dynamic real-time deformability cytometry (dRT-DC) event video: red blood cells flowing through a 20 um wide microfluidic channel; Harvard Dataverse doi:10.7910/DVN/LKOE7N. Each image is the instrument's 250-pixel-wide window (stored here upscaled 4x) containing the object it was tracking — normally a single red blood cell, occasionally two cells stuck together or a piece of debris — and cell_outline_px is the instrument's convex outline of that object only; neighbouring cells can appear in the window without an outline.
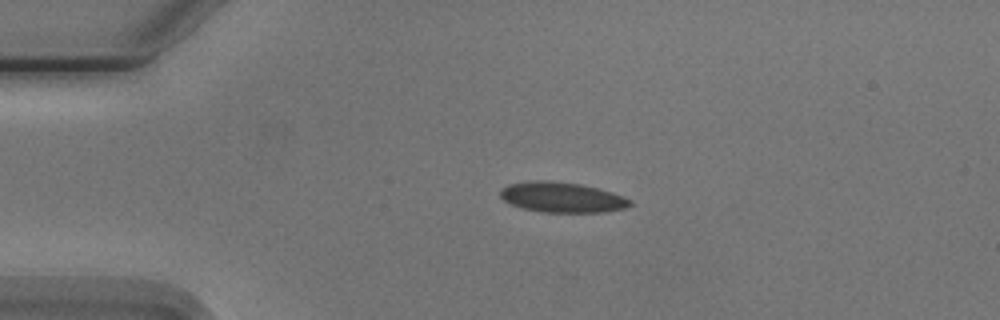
{"species": "Egyptian fruit bat (a non-hibernating species)", "species_latin": "Rousettus aegyptiacus", "temperature_condition": "cold", "stored_images_in_passage": 3, "camera_frame_rate_fps": 3000, "um_per_image_px": 0.085, "animal": {"sex": "male"}, "frame": {"image": 1, "passage_image": 2, "time_ms": 2.0, "image_size_px": [1000, 320], "cell_outline_px": [[632, 204], [624, 208], [604, 212], [540, 212], [520, 208], [504, 200], [500, 196], [500, 188], [508, 184], [528, 180], [552, 180], [580, 184], [612, 192], [632, 200]], "centroid_in_image_um": [47.72, 16.76], "position_along_channel_um": 37.3, "area_um2": 23.06}}